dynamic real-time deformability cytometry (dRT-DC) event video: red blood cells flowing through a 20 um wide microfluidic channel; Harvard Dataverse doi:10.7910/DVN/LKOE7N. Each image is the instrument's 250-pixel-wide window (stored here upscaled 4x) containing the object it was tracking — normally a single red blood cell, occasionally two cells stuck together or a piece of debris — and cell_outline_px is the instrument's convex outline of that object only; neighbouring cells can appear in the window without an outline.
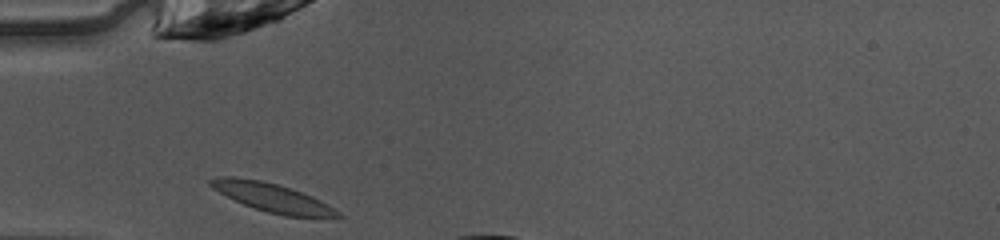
{"species": "common noctule bat (a hibernating species)", "species_latin": "Nyctalus noctula", "temperature_condition": "warm", "stored_images_in_passage": 5, "camera_frame_rate_fps": 3000, "um_per_image_px": 0.085, "animal": {"sex": "female", "body_mass_g": 10.0, "forearm_length_mm": 53.1}, "frame": {"image": 1, "passage_image": 1, "time_ms": 0.0, "image_size_px": [1000, 240], "cell_outline_px": [[344, 216], [284, 216], [268, 212], [244, 204], [212, 188], [208, 184], [208, 180], [220, 176], [232, 176], [260, 180], [276, 184], [312, 196], [328, 204], [340, 212]], "centroid_in_image_um": [23.11, 16.78], "position_along_channel_um": 61.9, "area_um2": 20.63}}